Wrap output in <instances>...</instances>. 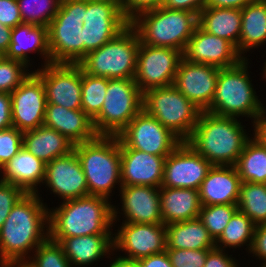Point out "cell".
I'll return each instance as SVG.
<instances>
[{
	"label": "cell",
	"mask_w": 266,
	"mask_h": 267,
	"mask_svg": "<svg viewBox=\"0 0 266 267\" xmlns=\"http://www.w3.org/2000/svg\"><path fill=\"white\" fill-rule=\"evenodd\" d=\"M198 26L237 47L241 34V9L204 7L198 14Z\"/></svg>",
	"instance_id": "cell-30"
},
{
	"label": "cell",
	"mask_w": 266,
	"mask_h": 267,
	"mask_svg": "<svg viewBox=\"0 0 266 267\" xmlns=\"http://www.w3.org/2000/svg\"><path fill=\"white\" fill-rule=\"evenodd\" d=\"M0 23L9 28L23 23L17 0H0Z\"/></svg>",
	"instance_id": "cell-44"
},
{
	"label": "cell",
	"mask_w": 266,
	"mask_h": 267,
	"mask_svg": "<svg viewBox=\"0 0 266 267\" xmlns=\"http://www.w3.org/2000/svg\"><path fill=\"white\" fill-rule=\"evenodd\" d=\"M58 242L72 267L93 265L114 252L113 234H94L66 238H50ZM108 255V256H107ZM85 265V266H84Z\"/></svg>",
	"instance_id": "cell-25"
},
{
	"label": "cell",
	"mask_w": 266,
	"mask_h": 267,
	"mask_svg": "<svg viewBox=\"0 0 266 267\" xmlns=\"http://www.w3.org/2000/svg\"><path fill=\"white\" fill-rule=\"evenodd\" d=\"M67 45L48 27L22 23L12 28L11 43L4 57L31 65L29 53H39L44 66L56 62ZM29 52V53H28Z\"/></svg>",
	"instance_id": "cell-11"
},
{
	"label": "cell",
	"mask_w": 266,
	"mask_h": 267,
	"mask_svg": "<svg viewBox=\"0 0 266 267\" xmlns=\"http://www.w3.org/2000/svg\"><path fill=\"white\" fill-rule=\"evenodd\" d=\"M46 164L24 147L0 170L1 181L17 185L26 193H38L43 184ZM39 184V185H38Z\"/></svg>",
	"instance_id": "cell-26"
},
{
	"label": "cell",
	"mask_w": 266,
	"mask_h": 267,
	"mask_svg": "<svg viewBox=\"0 0 266 267\" xmlns=\"http://www.w3.org/2000/svg\"><path fill=\"white\" fill-rule=\"evenodd\" d=\"M108 267H126V261L116 258Z\"/></svg>",
	"instance_id": "cell-53"
},
{
	"label": "cell",
	"mask_w": 266,
	"mask_h": 267,
	"mask_svg": "<svg viewBox=\"0 0 266 267\" xmlns=\"http://www.w3.org/2000/svg\"><path fill=\"white\" fill-rule=\"evenodd\" d=\"M140 37L130 23H78L67 52L89 75L134 79Z\"/></svg>",
	"instance_id": "cell-1"
},
{
	"label": "cell",
	"mask_w": 266,
	"mask_h": 267,
	"mask_svg": "<svg viewBox=\"0 0 266 267\" xmlns=\"http://www.w3.org/2000/svg\"><path fill=\"white\" fill-rule=\"evenodd\" d=\"M143 109V93L134 79H108L105 101L93 120L98 135L118 136Z\"/></svg>",
	"instance_id": "cell-9"
},
{
	"label": "cell",
	"mask_w": 266,
	"mask_h": 267,
	"mask_svg": "<svg viewBox=\"0 0 266 267\" xmlns=\"http://www.w3.org/2000/svg\"><path fill=\"white\" fill-rule=\"evenodd\" d=\"M213 165L183 141L166 158L162 187L199 190Z\"/></svg>",
	"instance_id": "cell-15"
},
{
	"label": "cell",
	"mask_w": 266,
	"mask_h": 267,
	"mask_svg": "<svg viewBox=\"0 0 266 267\" xmlns=\"http://www.w3.org/2000/svg\"><path fill=\"white\" fill-rule=\"evenodd\" d=\"M34 72L42 80L47 104L82 110V67L67 51L56 62Z\"/></svg>",
	"instance_id": "cell-10"
},
{
	"label": "cell",
	"mask_w": 266,
	"mask_h": 267,
	"mask_svg": "<svg viewBox=\"0 0 266 267\" xmlns=\"http://www.w3.org/2000/svg\"><path fill=\"white\" fill-rule=\"evenodd\" d=\"M23 133L13 126L0 130V170L23 147Z\"/></svg>",
	"instance_id": "cell-40"
},
{
	"label": "cell",
	"mask_w": 266,
	"mask_h": 267,
	"mask_svg": "<svg viewBox=\"0 0 266 267\" xmlns=\"http://www.w3.org/2000/svg\"><path fill=\"white\" fill-rule=\"evenodd\" d=\"M211 249H166L173 267H204Z\"/></svg>",
	"instance_id": "cell-41"
},
{
	"label": "cell",
	"mask_w": 266,
	"mask_h": 267,
	"mask_svg": "<svg viewBox=\"0 0 266 267\" xmlns=\"http://www.w3.org/2000/svg\"><path fill=\"white\" fill-rule=\"evenodd\" d=\"M126 267H139L136 262H127L126 261Z\"/></svg>",
	"instance_id": "cell-55"
},
{
	"label": "cell",
	"mask_w": 266,
	"mask_h": 267,
	"mask_svg": "<svg viewBox=\"0 0 266 267\" xmlns=\"http://www.w3.org/2000/svg\"><path fill=\"white\" fill-rule=\"evenodd\" d=\"M119 191L121 195L118 196L122 202L121 213L118 211V206L113 205V223L119 220L118 214L123 213L124 223H163L160 212L159 188L142 185L121 186Z\"/></svg>",
	"instance_id": "cell-21"
},
{
	"label": "cell",
	"mask_w": 266,
	"mask_h": 267,
	"mask_svg": "<svg viewBox=\"0 0 266 267\" xmlns=\"http://www.w3.org/2000/svg\"><path fill=\"white\" fill-rule=\"evenodd\" d=\"M44 184L63 201L89 195L86 177L74 150L46 164Z\"/></svg>",
	"instance_id": "cell-19"
},
{
	"label": "cell",
	"mask_w": 266,
	"mask_h": 267,
	"mask_svg": "<svg viewBox=\"0 0 266 267\" xmlns=\"http://www.w3.org/2000/svg\"><path fill=\"white\" fill-rule=\"evenodd\" d=\"M183 58L191 63L219 69L235 66L243 59L231 42L207 33L199 26L189 38Z\"/></svg>",
	"instance_id": "cell-20"
},
{
	"label": "cell",
	"mask_w": 266,
	"mask_h": 267,
	"mask_svg": "<svg viewBox=\"0 0 266 267\" xmlns=\"http://www.w3.org/2000/svg\"><path fill=\"white\" fill-rule=\"evenodd\" d=\"M12 28L0 23V52L5 55L11 43Z\"/></svg>",
	"instance_id": "cell-52"
},
{
	"label": "cell",
	"mask_w": 266,
	"mask_h": 267,
	"mask_svg": "<svg viewBox=\"0 0 266 267\" xmlns=\"http://www.w3.org/2000/svg\"><path fill=\"white\" fill-rule=\"evenodd\" d=\"M136 263L139 267H173L166 251L139 259Z\"/></svg>",
	"instance_id": "cell-49"
},
{
	"label": "cell",
	"mask_w": 266,
	"mask_h": 267,
	"mask_svg": "<svg viewBox=\"0 0 266 267\" xmlns=\"http://www.w3.org/2000/svg\"><path fill=\"white\" fill-rule=\"evenodd\" d=\"M238 211L237 204L208 205L200 208L199 218L216 241L229 220Z\"/></svg>",
	"instance_id": "cell-37"
},
{
	"label": "cell",
	"mask_w": 266,
	"mask_h": 267,
	"mask_svg": "<svg viewBox=\"0 0 266 267\" xmlns=\"http://www.w3.org/2000/svg\"><path fill=\"white\" fill-rule=\"evenodd\" d=\"M24 63L2 57L0 60V92L11 94L28 76Z\"/></svg>",
	"instance_id": "cell-39"
},
{
	"label": "cell",
	"mask_w": 266,
	"mask_h": 267,
	"mask_svg": "<svg viewBox=\"0 0 266 267\" xmlns=\"http://www.w3.org/2000/svg\"><path fill=\"white\" fill-rule=\"evenodd\" d=\"M183 53L166 47L145 45L140 41L134 81L145 93L152 88L173 85Z\"/></svg>",
	"instance_id": "cell-13"
},
{
	"label": "cell",
	"mask_w": 266,
	"mask_h": 267,
	"mask_svg": "<svg viewBox=\"0 0 266 267\" xmlns=\"http://www.w3.org/2000/svg\"><path fill=\"white\" fill-rule=\"evenodd\" d=\"M252 136L234 166L242 182L266 184V147Z\"/></svg>",
	"instance_id": "cell-32"
},
{
	"label": "cell",
	"mask_w": 266,
	"mask_h": 267,
	"mask_svg": "<svg viewBox=\"0 0 266 267\" xmlns=\"http://www.w3.org/2000/svg\"><path fill=\"white\" fill-rule=\"evenodd\" d=\"M43 126L66 136L74 145L95 139L93 120L82 110H70L56 104H47Z\"/></svg>",
	"instance_id": "cell-24"
},
{
	"label": "cell",
	"mask_w": 266,
	"mask_h": 267,
	"mask_svg": "<svg viewBox=\"0 0 266 267\" xmlns=\"http://www.w3.org/2000/svg\"><path fill=\"white\" fill-rule=\"evenodd\" d=\"M26 194L17 185L0 180V229L13 206Z\"/></svg>",
	"instance_id": "cell-42"
},
{
	"label": "cell",
	"mask_w": 266,
	"mask_h": 267,
	"mask_svg": "<svg viewBox=\"0 0 266 267\" xmlns=\"http://www.w3.org/2000/svg\"><path fill=\"white\" fill-rule=\"evenodd\" d=\"M143 109L182 141L191 136L202 112L173 85L143 93Z\"/></svg>",
	"instance_id": "cell-8"
},
{
	"label": "cell",
	"mask_w": 266,
	"mask_h": 267,
	"mask_svg": "<svg viewBox=\"0 0 266 267\" xmlns=\"http://www.w3.org/2000/svg\"><path fill=\"white\" fill-rule=\"evenodd\" d=\"M260 267H266V263L265 264H262Z\"/></svg>",
	"instance_id": "cell-59"
},
{
	"label": "cell",
	"mask_w": 266,
	"mask_h": 267,
	"mask_svg": "<svg viewBox=\"0 0 266 267\" xmlns=\"http://www.w3.org/2000/svg\"><path fill=\"white\" fill-rule=\"evenodd\" d=\"M3 56H4V55L0 52V60L2 59Z\"/></svg>",
	"instance_id": "cell-58"
},
{
	"label": "cell",
	"mask_w": 266,
	"mask_h": 267,
	"mask_svg": "<svg viewBox=\"0 0 266 267\" xmlns=\"http://www.w3.org/2000/svg\"><path fill=\"white\" fill-rule=\"evenodd\" d=\"M23 147L45 164L74 150V144L66 136L46 126L25 131Z\"/></svg>",
	"instance_id": "cell-28"
},
{
	"label": "cell",
	"mask_w": 266,
	"mask_h": 267,
	"mask_svg": "<svg viewBox=\"0 0 266 267\" xmlns=\"http://www.w3.org/2000/svg\"><path fill=\"white\" fill-rule=\"evenodd\" d=\"M122 186L160 188L167 156L148 154L136 149L120 148Z\"/></svg>",
	"instance_id": "cell-22"
},
{
	"label": "cell",
	"mask_w": 266,
	"mask_h": 267,
	"mask_svg": "<svg viewBox=\"0 0 266 267\" xmlns=\"http://www.w3.org/2000/svg\"><path fill=\"white\" fill-rule=\"evenodd\" d=\"M163 0H124L123 23H130L140 13L161 7Z\"/></svg>",
	"instance_id": "cell-43"
},
{
	"label": "cell",
	"mask_w": 266,
	"mask_h": 267,
	"mask_svg": "<svg viewBox=\"0 0 266 267\" xmlns=\"http://www.w3.org/2000/svg\"><path fill=\"white\" fill-rule=\"evenodd\" d=\"M207 0H163L162 7L196 13L205 7Z\"/></svg>",
	"instance_id": "cell-47"
},
{
	"label": "cell",
	"mask_w": 266,
	"mask_h": 267,
	"mask_svg": "<svg viewBox=\"0 0 266 267\" xmlns=\"http://www.w3.org/2000/svg\"><path fill=\"white\" fill-rule=\"evenodd\" d=\"M23 23L50 28L66 45L77 27L66 0H17Z\"/></svg>",
	"instance_id": "cell-17"
},
{
	"label": "cell",
	"mask_w": 266,
	"mask_h": 267,
	"mask_svg": "<svg viewBox=\"0 0 266 267\" xmlns=\"http://www.w3.org/2000/svg\"><path fill=\"white\" fill-rule=\"evenodd\" d=\"M72 6L77 0H66Z\"/></svg>",
	"instance_id": "cell-57"
},
{
	"label": "cell",
	"mask_w": 266,
	"mask_h": 267,
	"mask_svg": "<svg viewBox=\"0 0 266 267\" xmlns=\"http://www.w3.org/2000/svg\"><path fill=\"white\" fill-rule=\"evenodd\" d=\"M1 267H30V266L26 264L25 262H22V263H10V264H6Z\"/></svg>",
	"instance_id": "cell-54"
},
{
	"label": "cell",
	"mask_w": 266,
	"mask_h": 267,
	"mask_svg": "<svg viewBox=\"0 0 266 267\" xmlns=\"http://www.w3.org/2000/svg\"><path fill=\"white\" fill-rule=\"evenodd\" d=\"M256 0H207L205 7L243 9Z\"/></svg>",
	"instance_id": "cell-50"
},
{
	"label": "cell",
	"mask_w": 266,
	"mask_h": 267,
	"mask_svg": "<svg viewBox=\"0 0 266 267\" xmlns=\"http://www.w3.org/2000/svg\"><path fill=\"white\" fill-rule=\"evenodd\" d=\"M237 207L255 225L266 223V184L242 182Z\"/></svg>",
	"instance_id": "cell-35"
},
{
	"label": "cell",
	"mask_w": 266,
	"mask_h": 267,
	"mask_svg": "<svg viewBox=\"0 0 266 267\" xmlns=\"http://www.w3.org/2000/svg\"><path fill=\"white\" fill-rule=\"evenodd\" d=\"M120 228V229H119ZM117 233L113 234L114 250L124 252L125 256H116L127 262L166 251V225L122 222Z\"/></svg>",
	"instance_id": "cell-14"
},
{
	"label": "cell",
	"mask_w": 266,
	"mask_h": 267,
	"mask_svg": "<svg viewBox=\"0 0 266 267\" xmlns=\"http://www.w3.org/2000/svg\"><path fill=\"white\" fill-rule=\"evenodd\" d=\"M256 225L252 220L239 210L229 220L223 233L215 241V248L226 250L227 247L240 248L246 246L250 250ZM248 243V244H247Z\"/></svg>",
	"instance_id": "cell-34"
},
{
	"label": "cell",
	"mask_w": 266,
	"mask_h": 267,
	"mask_svg": "<svg viewBox=\"0 0 266 267\" xmlns=\"http://www.w3.org/2000/svg\"><path fill=\"white\" fill-rule=\"evenodd\" d=\"M108 78L93 76L82 69V111L94 120L100 113L106 97Z\"/></svg>",
	"instance_id": "cell-36"
},
{
	"label": "cell",
	"mask_w": 266,
	"mask_h": 267,
	"mask_svg": "<svg viewBox=\"0 0 266 267\" xmlns=\"http://www.w3.org/2000/svg\"><path fill=\"white\" fill-rule=\"evenodd\" d=\"M124 0H77L72 6V14L77 23L108 22L123 23Z\"/></svg>",
	"instance_id": "cell-33"
},
{
	"label": "cell",
	"mask_w": 266,
	"mask_h": 267,
	"mask_svg": "<svg viewBox=\"0 0 266 267\" xmlns=\"http://www.w3.org/2000/svg\"><path fill=\"white\" fill-rule=\"evenodd\" d=\"M120 148L168 156L183 141L142 109L119 133Z\"/></svg>",
	"instance_id": "cell-12"
},
{
	"label": "cell",
	"mask_w": 266,
	"mask_h": 267,
	"mask_svg": "<svg viewBox=\"0 0 266 267\" xmlns=\"http://www.w3.org/2000/svg\"><path fill=\"white\" fill-rule=\"evenodd\" d=\"M29 76L10 94L12 126L25 132L43 126L47 99L41 78L29 71Z\"/></svg>",
	"instance_id": "cell-16"
},
{
	"label": "cell",
	"mask_w": 266,
	"mask_h": 267,
	"mask_svg": "<svg viewBox=\"0 0 266 267\" xmlns=\"http://www.w3.org/2000/svg\"><path fill=\"white\" fill-rule=\"evenodd\" d=\"M244 128L238 118L202 111L185 142L212 165L234 166L251 138Z\"/></svg>",
	"instance_id": "cell-3"
},
{
	"label": "cell",
	"mask_w": 266,
	"mask_h": 267,
	"mask_svg": "<svg viewBox=\"0 0 266 267\" xmlns=\"http://www.w3.org/2000/svg\"><path fill=\"white\" fill-rule=\"evenodd\" d=\"M219 70L214 66L191 63L182 58L173 86L201 111H206L215 94Z\"/></svg>",
	"instance_id": "cell-18"
},
{
	"label": "cell",
	"mask_w": 266,
	"mask_h": 267,
	"mask_svg": "<svg viewBox=\"0 0 266 267\" xmlns=\"http://www.w3.org/2000/svg\"><path fill=\"white\" fill-rule=\"evenodd\" d=\"M40 193H26L0 229V267L26 262L31 251L49 238V208ZM46 227V228H45Z\"/></svg>",
	"instance_id": "cell-2"
},
{
	"label": "cell",
	"mask_w": 266,
	"mask_h": 267,
	"mask_svg": "<svg viewBox=\"0 0 266 267\" xmlns=\"http://www.w3.org/2000/svg\"><path fill=\"white\" fill-rule=\"evenodd\" d=\"M264 63H265V64H264V66H263V72H262V74H263V78L266 79V61H265Z\"/></svg>",
	"instance_id": "cell-56"
},
{
	"label": "cell",
	"mask_w": 266,
	"mask_h": 267,
	"mask_svg": "<svg viewBox=\"0 0 266 267\" xmlns=\"http://www.w3.org/2000/svg\"><path fill=\"white\" fill-rule=\"evenodd\" d=\"M241 183L235 166L213 165L199 188L202 206L238 204Z\"/></svg>",
	"instance_id": "cell-23"
},
{
	"label": "cell",
	"mask_w": 266,
	"mask_h": 267,
	"mask_svg": "<svg viewBox=\"0 0 266 267\" xmlns=\"http://www.w3.org/2000/svg\"><path fill=\"white\" fill-rule=\"evenodd\" d=\"M265 43L266 0H256L241 9V34L236 50L243 58H247L244 54Z\"/></svg>",
	"instance_id": "cell-31"
},
{
	"label": "cell",
	"mask_w": 266,
	"mask_h": 267,
	"mask_svg": "<svg viewBox=\"0 0 266 267\" xmlns=\"http://www.w3.org/2000/svg\"><path fill=\"white\" fill-rule=\"evenodd\" d=\"M248 59L237 65L219 70L215 94L206 112L222 117L240 116L253 119L252 124L265 111L257 96L248 71Z\"/></svg>",
	"instance_id": "cell-5"
},
{
	"label": "cell",
	"mask_w": 266,
	"mask_h": 267,
	"mask_svg": "<svg viewBox=\"0 0 266 267\" xmlns=\"http://www.w3.org/2000/svg\"><path fill=\"white\" fill-rule=\"evenodd\" d=\"M12 127V104L8 93L0 92V130Z\"/></svg>",
	"instance_id": "cell-48"
},
{
	"label": "cell",
	"mask_w": 266,
	"mask_h": 267,
	"mask_svg": "<svg viewBox=\"0 0 266 267\" xmlns=\"http://www.w3.org/2000/svg\"><path fill=\"white\" fill-rule=\"evenodd\" d=\"M249 253L253 254V257H258L260 261L262 260L261 264L266 263V223L256 225Z\"/></svg>",
	"instance_id": "cell-45"
},
{
	"label": "cell",
	"mask_w": 266,
	"mask_h": 267,
	"mask_svg": "<svg viewBox=\"0 0 266 267\" xmlns=\"http://www.w3.org/2000/svg\"><path fill=\"white\" fill-rule=\"evenodd\" d=\"M160 212L164 225L199 217V190L188 188L160 187Z\"/></svg>",
	"instance_id": "cell-27"
},
{
	"label": "cell",
	"mask_w": 266,
	"mask_h": 267,
	"mask_svg": "<svg viewBox=\"0 0 266 267\" xmlns=\"http://www.w3.org/2000/svg\"><path fill=\"white\" fill-rule=\"evenodd\" d=\"M232 255L226 254L225 250L213 248L207 253L204 267H240Z\"/></svg>",
	"instance_id": "cell-46"
},
{
	"label": "cell",
	"mask_w": 266,
	"mask_h": 267,
	"mask_svg": "<svg viewBox=\"0 0 266 267\" xmlns=\"http://www.w3.org/2000/svg\"><path fill=\"white\" fill-rule=\"evenodd\" d=\"M74 151L85 174L89 195L110 200L115 185L122 186L118 136L98 135L91 141L75 144Z\"/></svg>",
	"instance_id": "cell-6"
},
{
	"label": "cell",
	"mask_w": 266,
	"mask_h": 267,
	"mask_svg": "<svg viewBox=\"0 0 266 267\" xmlns=\"http://www.w3.org/2000/svg\"><path fill=\"white\" fill-rule=\"evenodd\" d=\"M253 136L266 147V109L253 124Z\"/></svg>",
	"instance_id": "cell-51"
},
{
	"label": "cell",
	"mask_w": 266,
	"mask_h": 267,
	"mask_svg": "<svg viewBox=\"0 0 266 267\" xmlns=\"http://www.w3.org/2000/svg\"><path fill=\"white\" fill-rule=\"evenodd\" d=\"M166 249H213L215 240L199 217L166 225Z\"/></svg>",
	"instance_id": "cell-29"
},
{
	"label": "cell",
	"mask_w": 266,
	"mask_h": 267,
	"mask_svg": "<svg viewBox=\"0 0 266 267\" xmlns=\"http://www.w3.org/2000/svg\"><path fill=\"white\" fill-rule=\"evenodd\" d=\"M33 255L25 262L30 267H72L61 245L50 238L40 244Z\"/></svg>",
	"instance_id": "cell-38"
},
{
	"label": "cell",
	"mask_w": 266,
	"mask_h": 267,
	"mask_svg": "<svg viewBox=\"0 0 266 267\" xmlns=\"http://www.w3.org/2000/svg\"><path fill=\"white\" fill-rule=\"evenodd\" d=\"M111 203L94 195L63 201L59 207L49 209V238L113 234Z\"/></svg>",
	"instance_id": "cell-4"
},
{
	"label": "cell",
	"mask_w": 266,
	"mask_h": 267,
	"mask_svg": "<svg viewBox=\"0 0 266 267\" xmlns=\"http://www.w3.org/2000/svg\"><path fill=\"white\" fill-rule=\"evenodd\" d=\"M130 24L145 45L173 48L184 53L198 26V15L159 7L140 13Z\"/></svg>",
	"instance_id": "cell-7"
}]
</instances>
